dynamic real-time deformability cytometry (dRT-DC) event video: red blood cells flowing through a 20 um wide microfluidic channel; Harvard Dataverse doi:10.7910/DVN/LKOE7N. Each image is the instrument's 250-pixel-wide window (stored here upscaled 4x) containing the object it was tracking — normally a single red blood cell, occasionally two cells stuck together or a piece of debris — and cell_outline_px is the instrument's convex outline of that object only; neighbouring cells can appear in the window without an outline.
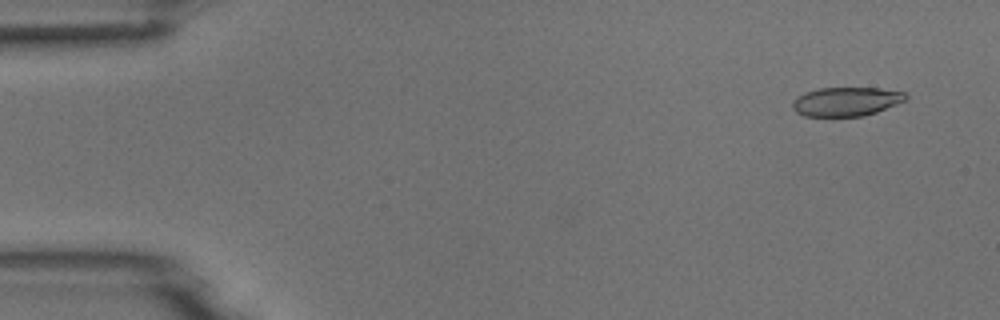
{"species": "common noctule bat (a hibernating species)", "species_latin": "Nyctalus noctula", "temperature_condition": "room temperature", "stored_images_in_passage": 54, "camera_frame_rate_fps": 3000, "um_per_image_px": 0.085, "animal": {"sex": "male", "body_mass_g": 18.8}, "frame": {"image": 1, "passage_image": 4, "time_ms": 1.0, "image_size_px": [1000, 320], "cell_outline_px": [[908, 96], [904, 100], [896, 104], [876, 112], [864, 116], [804, 116], [796, 112], [792, 108], [792, 104], [804, 92], [816, 88], [880, 88], [904, 92]], "centroid_in_image_um": [71.92, 8.63], "position_along_channel_um": 13.1, "area_um2": 18.96}}
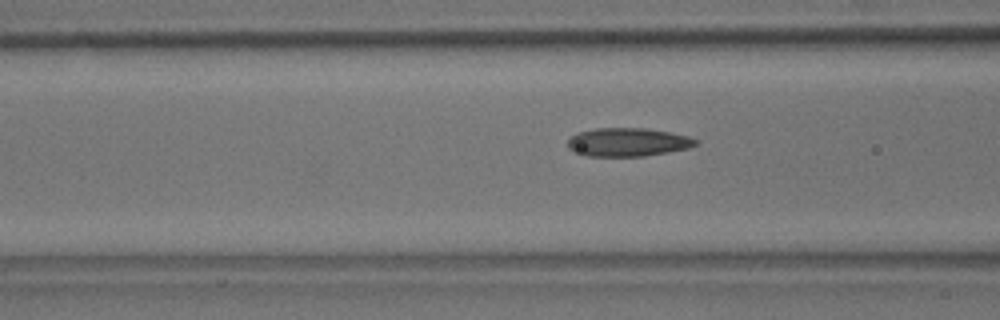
{"frame": {"image": 2, "passage_image": 21, "time_ms": 6.667, "image_size_px": [1000, 320], "cell_outline_px": [[700, 140], [696, 144], [688, 148], [668, 152], [644, 156], [584, 156], [572, 152], [568, 148], [568, 140], [572, 136], [580, 132], [596, 128], [644, 128], [668, 132], [688, 136]], "centroid_in_image_um": [53.34, 12.09], "position_along_channel_um": 113.3, "area_um2": 21.21}}
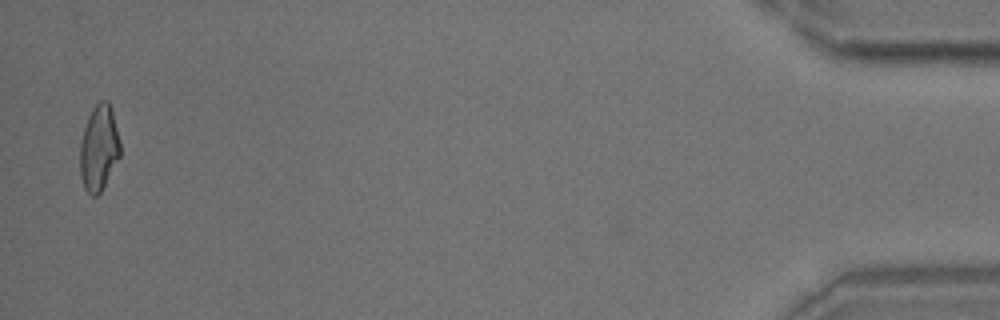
{"frame": {"image": 3, "passage_image": 53, "time_ms": 17.333, "image_size_px": [1000, 320], "cell_outline_px": [[120, 156], [100, 192], [96, 196], [92, 196], [84, 188], [80, 176], [80, 144], [84, 128], [88, 116], [92, 108], [100, 100], [108, 100], [112, 112], [120, 140]], "centroid_in_image_um": [8.4, 12.57], "position_along_channel_um": 426.8, "area_um2": 19.94}}